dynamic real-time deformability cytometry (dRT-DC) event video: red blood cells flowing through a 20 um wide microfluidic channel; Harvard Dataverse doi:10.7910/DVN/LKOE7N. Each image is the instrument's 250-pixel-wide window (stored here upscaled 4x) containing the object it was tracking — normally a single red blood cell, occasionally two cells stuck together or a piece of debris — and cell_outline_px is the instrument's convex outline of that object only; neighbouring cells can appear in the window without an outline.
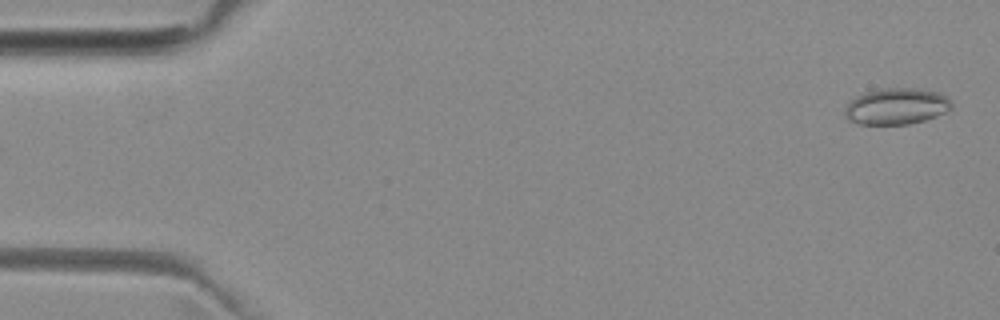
{"species": "common noctule bat (a hibernating species)", "species_latin": "Nyctalus noctula", "temperature_condition": "room temperature", "stored_images_in_passage": 52, "camera_frame_rate_fps": 3000, "um_per_image_px": 0.085, "animal": {"sex": "female", "body_mass_g": 29.2, "forearm_length_mm": 56.3}, "frame": {"image": 1, "passage_image": 2, "time_ms": 0.333, "image_size_px": [1000, 320], "cell_outline_px": [[952, 108], [936, 116], [924, 120], [908, 124], [860, 124], [848, 120], [844, 116], [844, 108], [848, 100], [864, 92], [884, 88], [920, 88], [940, 92], [948, 96], [952, 104]], "centroid_in_image_um": [76.17, 9.02], "position_along_channel_um": 8.8, "area_um2": 22.95}}
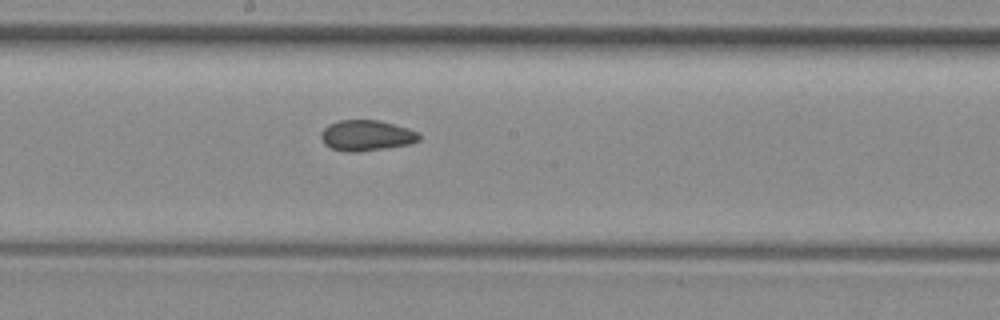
{"frame": {"image": 2, "passage_image": 28, "time_ms": 9.0, "image_size_px": [1000, 320], "cell_outline_px": [[420, 140], [408, 144], [384, 148], [356, 152], [344, 152], [332, 148], [324, 144], [320, 136], [324, 128], [328, 124], [340, 120], [380, 120], [408, 128], [420, 132]], "centroid_in_image_um": [31.15, 11.51], "position_along_channel_um": 217.1, "area_um2": 17.57}}
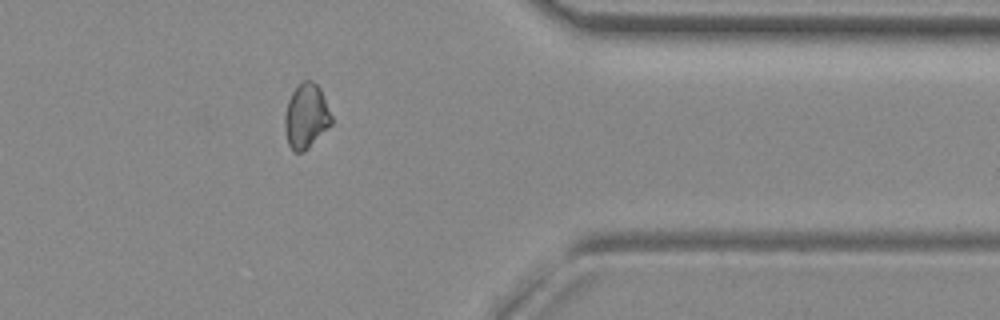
{"frame": {"image": 3, "passage_image": 42, "time_ms": 13.667, "image_size_px": [1000, 320], "cell_outline_px": [[332, 124], [304, 152], [292, 152], [288, 144], [284, 128], [284, 116], [288, 100], [292, 92], [304, 80], [312, 80], [320, 88], [332, 116]], "centroid_in_image_um": [26.01, 9.9], "position_along_channel_um": 385.4, "area_um2": 17.63}, "authors_computed_cell_mechanics": {"area_um2": 18.0047, "velocity_mm_per_s": 3.9886, "shape_relaxation_time_tau1_ms": null, "shape_relaxation_time_tau2_ms": 2.5727, "deformation_change_tau1": null, "deformation_change_tau2": 0.0713}}